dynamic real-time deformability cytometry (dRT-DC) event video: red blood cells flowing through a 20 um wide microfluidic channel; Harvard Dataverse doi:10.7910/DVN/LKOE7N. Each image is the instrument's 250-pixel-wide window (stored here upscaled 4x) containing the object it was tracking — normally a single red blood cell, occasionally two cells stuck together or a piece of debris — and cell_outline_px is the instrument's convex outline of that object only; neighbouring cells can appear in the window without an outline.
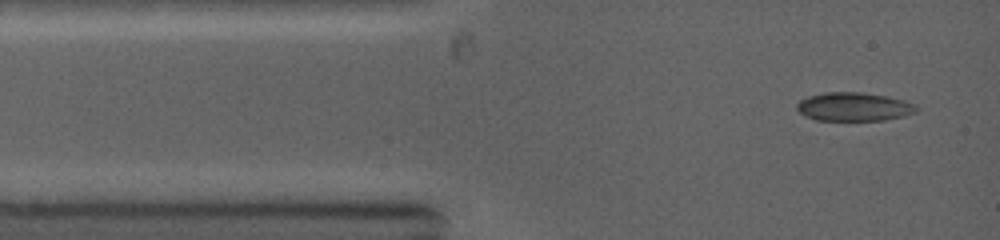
{"species": "common noctule bat (a hibernating species)", "species_latin": "Nyctalus noctula", "temperature_condition": "warm", "stored_images_in_passage": 28, "camera_frame_rate_fps": 5000, "um_per_image_px": 0.085, "animal": {"sex": "female", "body_mass_g": 19.0, "forearm_length_mm": 53.3}, "frame": {"image": 1, "passage_image": 1, "time_ms": 0.0, "image_size_px": [1000, 240], "cell_outline_px": [[920, 108], [916, 112], [904, 116], [884, 120], [816, 120], [804, 116], [796, 108], [796, 104], [800, 100], [808, 96], [824, 92], [860, 92], [888, 96], [904, 100], [916, 104]], "centroid_in_image_um": [72.6, 9.07], "position_along_channel_um": 12.4, "area_um2": 20.11}}
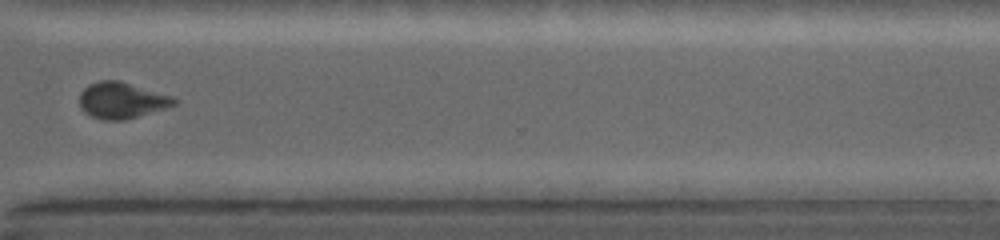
{"frame": {"image": 2, "passage_image": 17, "time_ms": 8.6, "image_size_px": [1000, 240], "cell_outline_px": [[176, 104], [164, 108], [124, 120], [104, 120], [92, 116], [84, 112], [80, 104], [80, 92], [88, 84], [100, 80], [120, 80], [172, 96], [176, 100]], "centroid_in_image_um": [10.31, 8.51], "position_along_channel_um": 360.3, "area_um2": 19.77}}
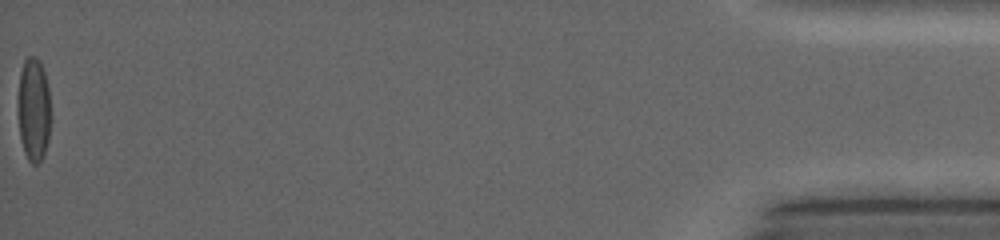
{"frame": {"image": 3, "passage_image": 28, "time_ms": 13.4, "image_size_px": [1000, 240], "cell_outline_px": [[48, 140], [44, 152], [40, 160], [36, 164], [32, 164], [28, 160], [24, 152], [20, 136], [16, 108], [20, 72], [24, 60], [28, 56], [36, 56], [40, 60], [44, 72], [48, 88]], "centroid_in_image_um": [2.8, 9.27], "position_along_channel_um": 432.4, "area_um2": 19.71}}